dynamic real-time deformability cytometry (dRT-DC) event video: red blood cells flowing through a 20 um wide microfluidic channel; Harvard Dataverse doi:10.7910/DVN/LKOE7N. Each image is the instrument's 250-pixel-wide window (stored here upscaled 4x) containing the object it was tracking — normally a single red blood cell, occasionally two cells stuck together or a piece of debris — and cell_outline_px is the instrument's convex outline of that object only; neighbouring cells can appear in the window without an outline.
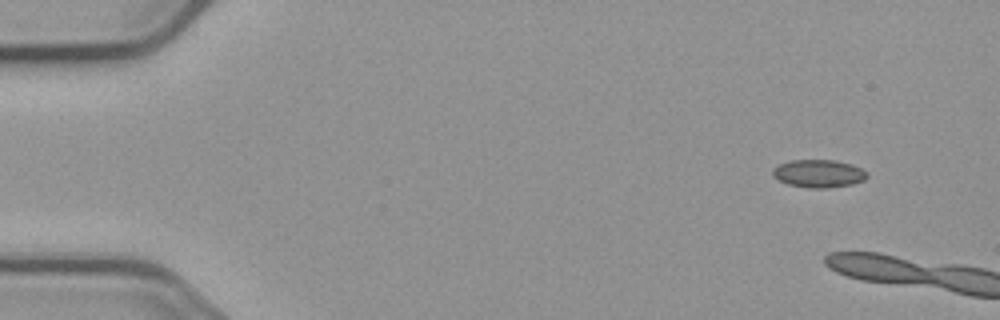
{"species": "common noctule bat (a hibernating species)", "species_latin": "Nyctalus noctula", "temperature_condition": "cold", "stored_images_in_passage": 2, "camera_frame_rate_fps": 3000, "um_per_image_px": 0.085, "animal": {"sex": "male", "body_mass_g": 23.1, "forearm_length_mm": 52.7}, "frame": {"image": 1, "passage_image": 1, "time_ms": 0.0, "image_size_px": [1000, 320], "cell_outline_px": [[868, 176], [864, 180], [852, 184], [828, 188], [808, 188], [788, 184], [772, 176], [772, 168], [780, 164], [792, 160], [836, 160], [852, 164], [868, 172]], "centroid_in_image_um": [69.6, 14.75], "position_along_channel_um": 15.4, "area_um2": 15.37}}